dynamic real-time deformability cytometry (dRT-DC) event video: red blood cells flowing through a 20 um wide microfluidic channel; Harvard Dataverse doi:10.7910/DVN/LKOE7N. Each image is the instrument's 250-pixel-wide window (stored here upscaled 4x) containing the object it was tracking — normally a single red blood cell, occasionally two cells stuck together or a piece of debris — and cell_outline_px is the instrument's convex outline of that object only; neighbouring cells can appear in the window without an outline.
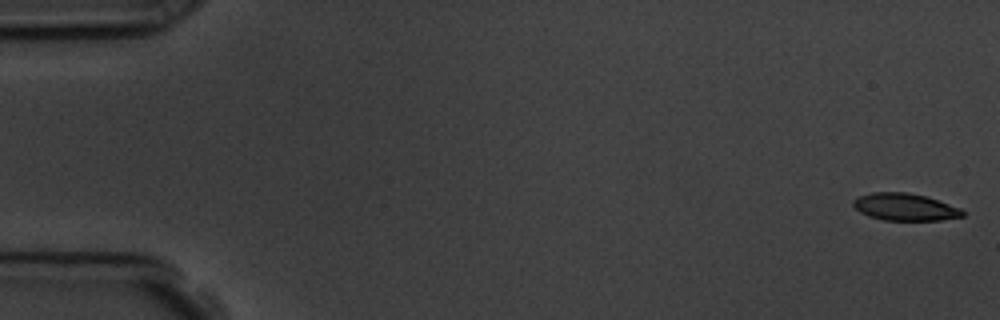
{"species": "common noctule bat (a hibernating species)", "species_latin": "Nyctalus noctula", "temperature_condition": "room temperature", "stored_images_in_passage": 6, "camera_frame_rate_fps": 3000, "um_per_image_px": 0.085, "animal": {"sex": "male", "body_mass_g": 19.5, "forearm_length_mm": 54.6}, "frame": {"image": 1, "passage_image": 1, "time_ms": 0.0, "image_size_px": [1000, 320], "cell_outline_px": [[964, 216], [940, 220], [884, 220], [868, 216], [860, 212], [852, 204], [852, 200], [860, 196], [872, 192], [908, 192], [924, 196], [960, 208], [964, 212]], "centroid_in_image_um": [76.89, 17.59], "position_along_channel_um": 8.1, "area_um2": 17.17}}
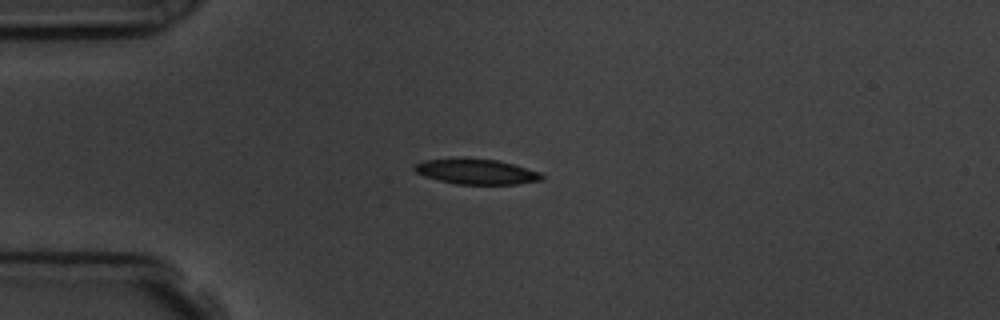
{"frame": {"image": 2, "passage_image": 4, "time_ms": 4.333, "image_size_px": [1000, 320], "cell_outline_px": [[544, 180], [516, 184], [456, 184], [424, 176], [416, 172], [412, 168], [416, 164], [424, 160], [456, 156], [464, 156], [496, 160], [512, 164], [540, 172], [544, 176]], "centroid_in_image_um": [40.45, 14.55], "position_along_channel_um": 44.5, "area_um2": 19.19}}